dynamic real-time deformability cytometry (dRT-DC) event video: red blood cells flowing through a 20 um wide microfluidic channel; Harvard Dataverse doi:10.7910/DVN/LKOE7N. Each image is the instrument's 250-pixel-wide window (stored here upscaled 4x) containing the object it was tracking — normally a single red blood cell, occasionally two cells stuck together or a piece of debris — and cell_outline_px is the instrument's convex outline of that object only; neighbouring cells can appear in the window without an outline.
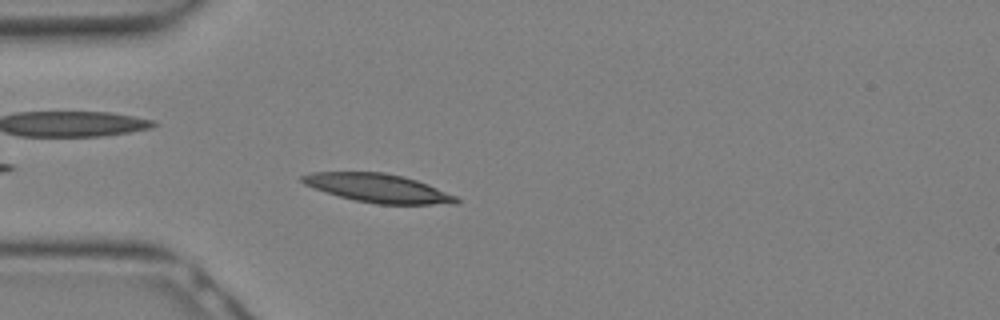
{"species": "Egyptian fruit bat (a non-hibernating species)", "species_latin": "Rousettus aegyptiacus", "temperature_condition": "warm", "stored_images_in_passage": 8, "camera_frame_rate_fps": 3000, "um_per_image_px": 0.085, "animal": {"sex": "female"}, "frame": {"image": 1, "passage_image": 2, "time_ms": 0.333, "image_size_px": [1000, 320], "cell_outline_px": [[460, 204], [376, 204], [356, 200], [340, 196], [304, 184], [300, 180], [300, 176], [312, 172], [384, 172], [404, 176], [428, 184], [456, 196], [460, 200]], "centroid_in_image_um": [32.18, 15.99], "position_along_channel_um": 52.8, "area_um2": 25.49}}
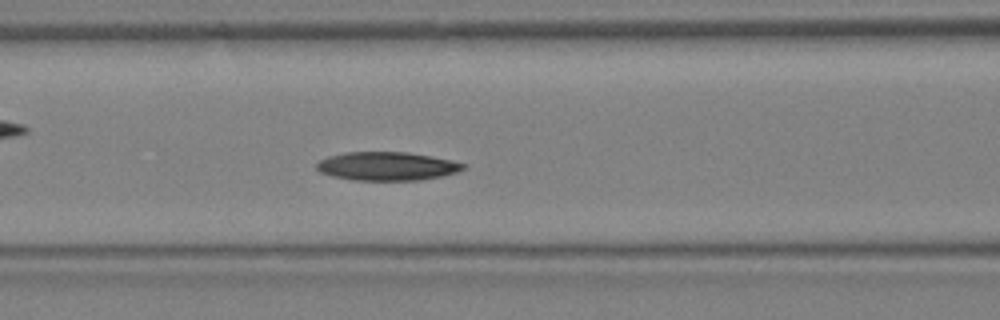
{"frame": {"image": 2, "passage_image": 6, "time_ms": 1.667, "image_size_px": [1000, 320], "cell_outline_px": [[464, 168], [456, 172], [440, 176], [420, 180], [352, 180], [332, 176], [320, 172], [316, 168], [316, 164], [320, 160], [328, 156], [344, 152], [408, 152], [448, 160], [464, 164]], "centroid_in_image_um": [32.81, 14.13], "position_along_channel_um": 133.8, "area_um2": 24.1}}
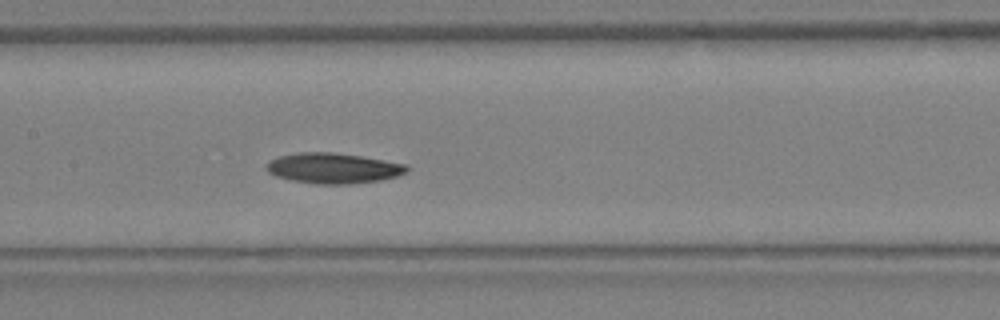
{"frame": {"image": 3, "passage_image": 8, "time_ms": 2.333, "image_size_px": [1000, 320], "cell_outline_px": [[408, 172], [396, 176], [380, 180], [352, 184], [316, 184], [292, 180], [276, 176], [268, 172], [268, 160], [280, 156], [296, 152], [332, 152], [360, 156], [408, 164]], "centroid_in_image_um": [28.34, 14.29], "position_along_channel_um": 179.1, "area_um2": 24.85}}